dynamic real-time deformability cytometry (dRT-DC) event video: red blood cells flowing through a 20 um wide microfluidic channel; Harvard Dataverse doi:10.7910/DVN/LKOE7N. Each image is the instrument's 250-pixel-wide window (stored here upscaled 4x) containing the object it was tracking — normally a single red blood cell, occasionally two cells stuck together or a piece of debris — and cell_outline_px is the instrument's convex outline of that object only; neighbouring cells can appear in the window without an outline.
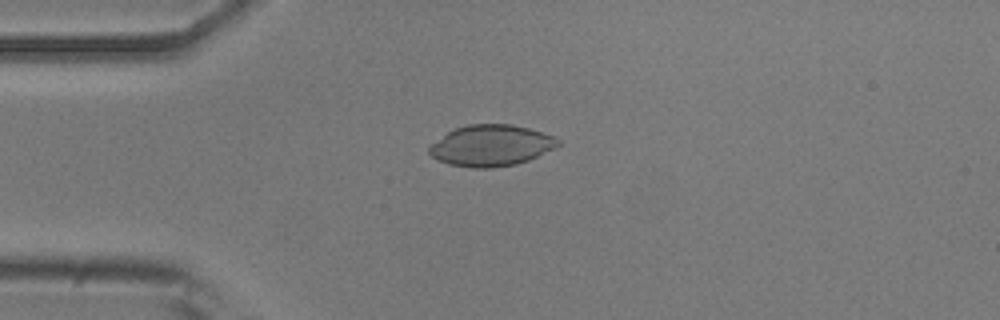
{"species": "common noctule bat (a hibernating species)", "species_latin": "Nyctalus noctula", "temperature_condition": "room temperature", "stored_images_in_passage": 45, "camera_frame_rate_fps": 3000, "um_per_image_px": 0.085, "animal": {"sex": "male", "body_mass_g": 20.5, "forearm_length_mm": 52.5}, "frame": {"image": 1, "passage_image": 6, "time_ms": 1.667, "image_size_px": [1000, 320], "cell_outline_px": [[560, 144], [556, 148], [528, 160], [516, 164], [492, 168], [472, 168], [448, 164], [432, 156], [428, 152], [428, 148], [432, 144], [448, 132], [456, 128], [468, 124], [512, 124], [528, 128], [556, 136], [560, 140]], "centroid_in_image_um": [41.78, 12.37], "position_along_channel_um": 43.2, "area_um2": 30.92}}
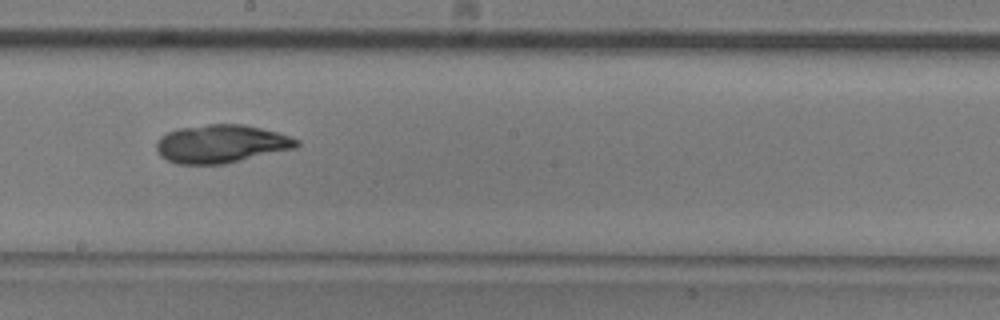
{"frame": {"image": 2, "passage_image": 22, "time_ms": 7.0, "image_size_px": [1000, 320], "cell_outline_px": [[300, 144], [296, 148], [224, 164], [176, 164], [160, 156], [156, 148], [156, 140], [160, 136], [176, 128], [208, 124], [244, 124], [280, 132], [300, 140]], "centroid_in_image_um": [18.81, 12.22], "position_along_channel_um": 229.4, "area_um2": 31.56}}
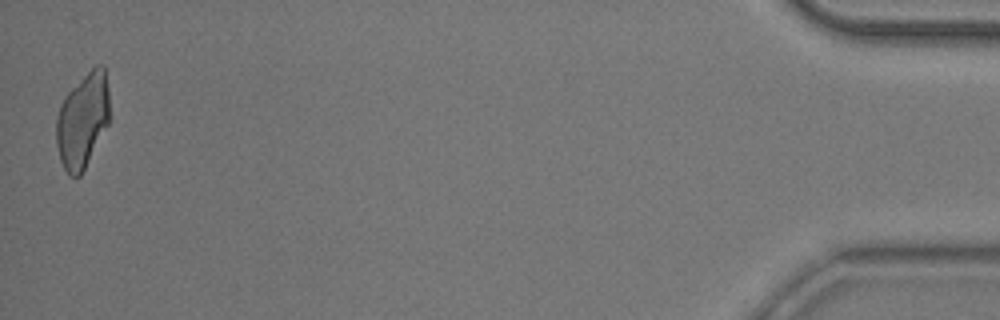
{"frame": {"image": 3, "passage_image": 45, "time_ms": 14.667, "image_size_px": [1000, 320], "cell_outline_px": [[108, 124], [80, 176], [68, 176], [60, 160], [56, 144], [56, 116], [60, 104], [68, 92], [96, 64], [104, 64], [108, 88]], "centroid_in_image_um": [7.0, 10.23], "position_along_channel_um": 428.2, "area_um2": 29.19}}